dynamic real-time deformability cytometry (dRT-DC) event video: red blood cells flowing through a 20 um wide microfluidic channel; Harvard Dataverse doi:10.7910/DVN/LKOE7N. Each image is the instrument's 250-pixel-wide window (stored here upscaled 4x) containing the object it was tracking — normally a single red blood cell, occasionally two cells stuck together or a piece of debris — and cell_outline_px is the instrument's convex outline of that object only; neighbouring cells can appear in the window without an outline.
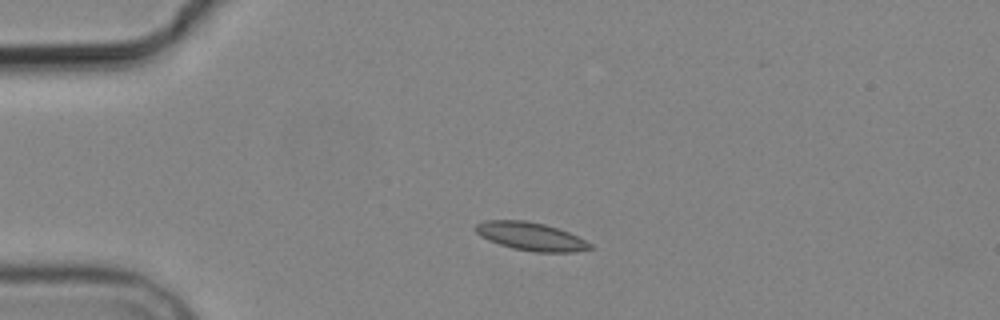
{"species": "common noctule bat (a hibernating species)", "species_latin": "Nyctalus noctula", "temperature_condition": "cold", "stored_images_in_passage": 5, "camera_frame_rate_fps": 3000, "um_per_image_px": 0.085, "animal": {"sex": "male", "body_mass_g": 19.2, "forearm_length_mm": 51.8}, "frame": {"image": 1, "passage_image": 3, "time_ms": 2.333, "image_size_px": [1000, 320], "cell_outline_px": [[592, 248], [576, 252], [536, 252], [512, 248], [488, 240], [480, 236], [472, 228], [476, 224], [484, 220], [524, 220], [544, 224], [568, 232], [592, 244]], "centroid_in_image_um": [45.07, 20.09], "position_along_channel_um": 39.9, "area_um2": 18.73}}
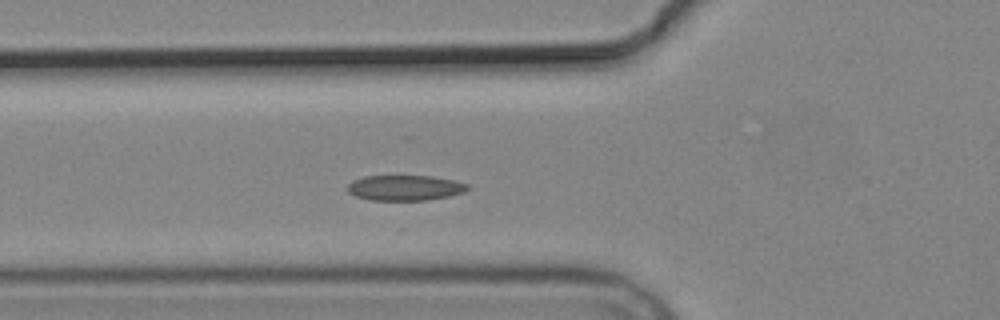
{"frame": {"image": 2, "passage_image": 5, "time_ms": 4.667, "image_size_px": [1000, 320], "cell_outline_px": [[468, 188], [464, 192], [448, 196], [428, 200], [372, 200], [356, 196], [348, 192], [348, 184], [352, 180], [364, 176], [432, 176], [456, 180], [468, 184]], "centroid_in_image_um": [34.43, 15.96], "position_along_channel_um": 91.4, "area_um2": 17.74}}